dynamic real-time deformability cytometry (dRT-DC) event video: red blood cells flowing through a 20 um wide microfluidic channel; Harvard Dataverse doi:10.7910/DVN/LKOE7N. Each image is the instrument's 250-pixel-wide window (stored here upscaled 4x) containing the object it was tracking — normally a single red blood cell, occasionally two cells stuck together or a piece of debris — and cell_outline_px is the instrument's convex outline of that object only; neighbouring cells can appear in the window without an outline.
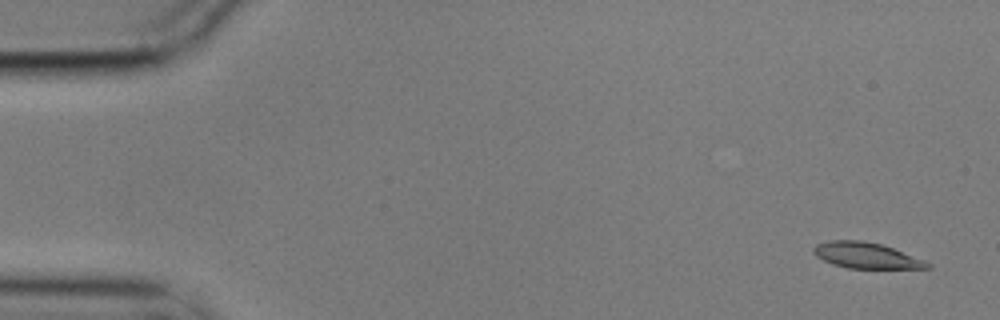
{"species": "common noctule bat (a hibernating species)", "species_latin": "Nyctalus noctula", "temperature_condition": "cold", "stored_images_in_passage": 14, "camera_frame_rate_fps": 3000, "um_per_image_px": 0.085, "animal": {"sex": "male", "body_mass_g": 17.9}, "frame": {"image": 1, "passage_image": 1, "time_ms": 0.0, "image_size_px": [1000, 320], "cell_outline_px": [[932, 268], [848, 268], [832, 264], [816, 256], [812, 252], [812, 248], [816, 244], [832, 240], [864, 240], [880, 244], [892, 248], [924, 260], [932, 264]], "centroid_in_image_um": [73.6, 21.71], "position_along_channel_um": 11.4, "area_um2": 17.05}}
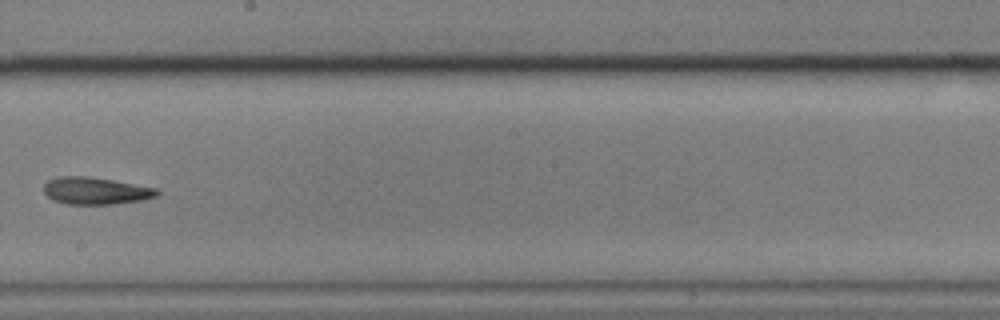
{"frame": {"image": 2, "passage_image": 8, "time_ms": 2.333, "image_size_px": [1000, 320], "cell_outline_px": [[160, 192], [156, 196], [140, 200], [112, 204], [68, 204], [52, 200], [44, 192], [44, 184], [48, 180], [56, 176], [88, 176], [112, 180], [156, 188]], "centroid_in_image_um": [8.08, 16.21], "position_along_channel_um": 240.1, "area_um2": 17.8}}
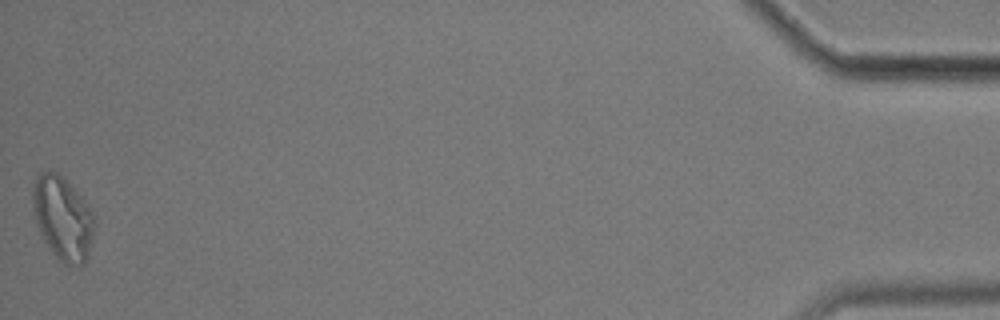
{"frame": {"image": 3, "passage_image": 14, "time_ms": 4.333, "image_size_px": [1000, 320], "cell_outline_px": [[96, 224], [88, 256], [84, 264], [64, 264], [52, 252], [40, 236], [36, 224], [32, 204], [32, 188], [36, 172], [48, 168], [56, 172], [88, 204], [96, 216]], "centroid_in_image_um": [5.31, 18.51], "position_along_channel_um": 429.9, "area_um2": 30.52}}